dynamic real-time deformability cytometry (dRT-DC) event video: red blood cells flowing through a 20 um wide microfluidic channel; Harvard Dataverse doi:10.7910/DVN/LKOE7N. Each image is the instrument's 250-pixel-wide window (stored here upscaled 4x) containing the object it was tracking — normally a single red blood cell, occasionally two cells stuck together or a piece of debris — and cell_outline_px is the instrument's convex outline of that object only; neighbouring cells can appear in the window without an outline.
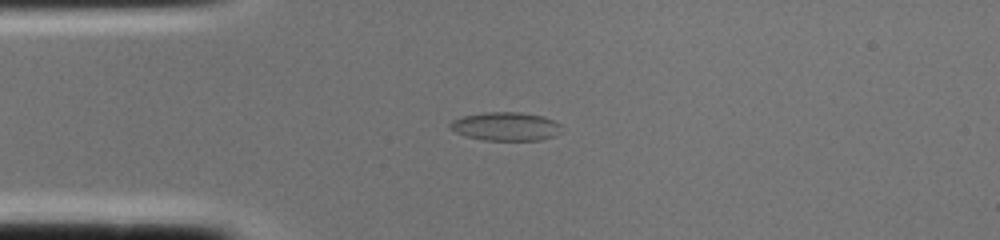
{"species": "common noctule bat (a hibernating species)", "species_latin": "Nyctalus noctula", "temperature_condition": "cold", "stored_images_in_passage": 1, "camera_frame_rate_fps": 3000, "um_per_image_px": 0.085, "animal": {"sex": "female", "body_mass_g": 22.0, "forearm_length_mm": 56.7}, "frame": {"image": 1, "passage_image": 1, "time_ms": 0.0, "image_size_px": [1000, 240], "cell_outline_px": [[560, 132], [556, 136], [540, 140], [484, 140], [464, 136], [448, 128], [448, 124], [452, 120], [464, 116], [484, 112], [520, 112], [544, 116], [560, 124]], "centroid_in_image_um": [42.97, 10.75], "position_along_channel_um": 42.0, "area_um2": 18.67}}